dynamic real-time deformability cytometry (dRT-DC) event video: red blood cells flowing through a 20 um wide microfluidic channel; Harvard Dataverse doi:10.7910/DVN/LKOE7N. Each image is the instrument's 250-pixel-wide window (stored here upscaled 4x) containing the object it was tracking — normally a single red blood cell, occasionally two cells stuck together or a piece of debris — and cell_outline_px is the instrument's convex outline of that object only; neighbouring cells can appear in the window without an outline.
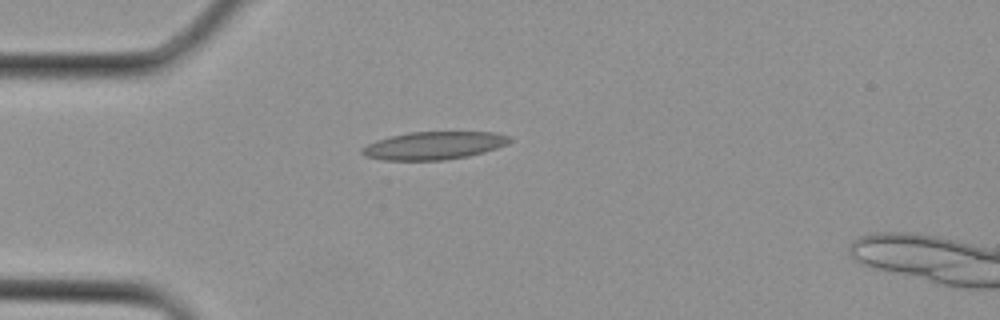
{"species": "Egyptian fruit bat (a non-hibernating species)", "species_latin": "Rousettus aegyptiacus", "temperature_condition": "cold", "stored_images_in_passage": 3, "camera_frame_rate_fps": 3000, "um_per_image_px": 0.085, "animal": {"sex": "female"}, "frame": {"image": 1, "passage_image": 3, "time_ms": 0.667, "image_size_px": [1000, 320], "cell_outline_px": [[512, 140], [508, 144], [484, 152], [468, 156], [444, 160], [384, 160], [364, 156], [360, 152], [360, 148], [376, 140], [408, 132], [496, 132], [508, 136]], "centroid_in_image_um": [36.87, 12.37], "position_along_channel_um": 48.1, "area_um2": 23.99}}